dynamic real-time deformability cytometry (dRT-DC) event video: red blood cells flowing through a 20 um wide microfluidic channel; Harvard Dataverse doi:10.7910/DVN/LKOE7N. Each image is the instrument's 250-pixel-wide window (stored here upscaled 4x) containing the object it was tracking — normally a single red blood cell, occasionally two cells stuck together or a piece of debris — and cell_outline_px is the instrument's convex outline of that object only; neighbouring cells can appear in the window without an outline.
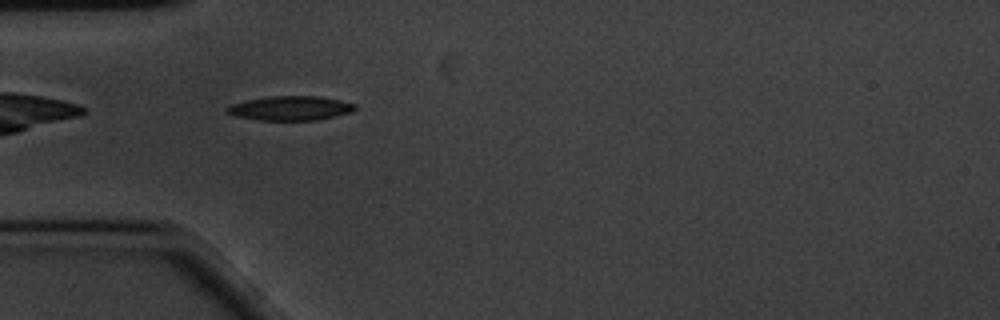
{"species": "common noctule bat (a hibernating species)", "species_latin": "Nyctalus noctula", "temperature_condition": "cold", "stored_images_in_passage": 44, "camera_frame_rate_fps": 3000, "um_per_image_px": 0.085, "animal": {"sex": "male", "body_mass_g": 20.1, "forearm_length_mm": 53.5}, "frame": {"image": 1, "passage_image": 2, "time_ms": 0.333, "image_size_px": [1000, 320], "cell_outline_px": [[356, 108], [352, 112], [316, 120], [260, 120], [232, 116], [224, 108], [232, 104], [244, 100], [268, 96], [316, 96], [340, 100], [356, 104]], "centroid_in_image_um": [24.65, 9.19], "position_along_channel_um": 60.4, "area_um2": 18.21}}
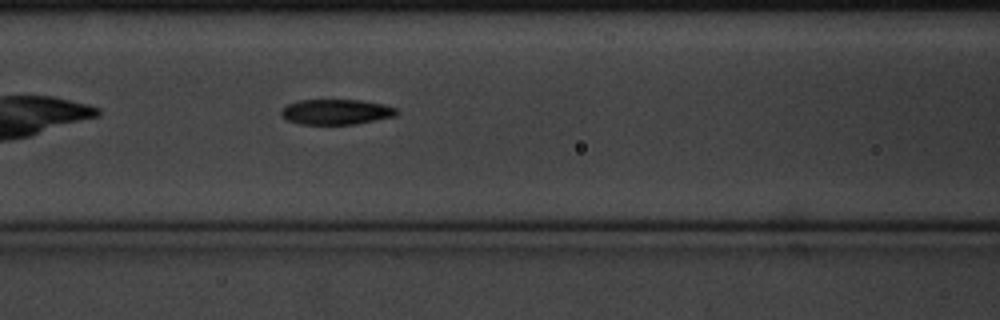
{"frame": {"image": 2, "passage_image": 9, "time_ms": 2.667, "image_size_px": [1000, 320], "cell_outline_px": [[400, 112], [396, 116], [356, 124], [300, 124], [288, 120], [280, 116], [280, 112], [288, 104], [300, 100], [360, 100], [384, 104], [396, 108]], "centroid_in_image_um": [28.6, 9.51], "position_along_channel_um": 138.0, "area_um2": 17.05}}
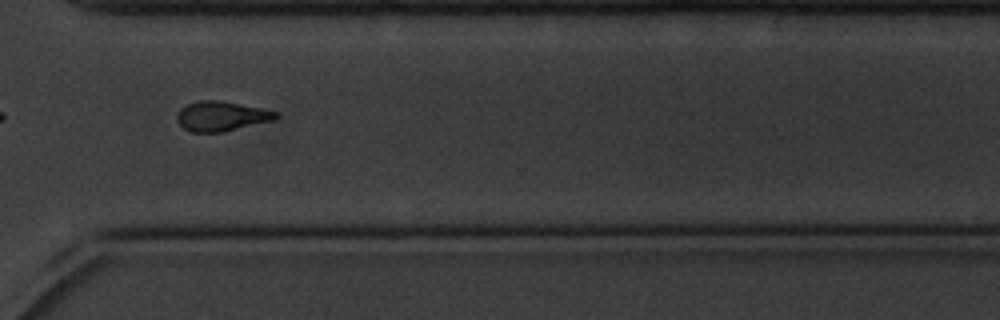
{"frame": {"image": 3, "passage_image": 28, "time_ms": 9.0, "image_size_px": [1000, 320], "cell_outline_px": [[280, 116], [272, 120], [220, 132], [192, 132], [184, 128], [176, 120], [176, 112], [180, 108], [188, 104], [200, 100], [220, 100], [260, 108], [276, 112]], "centroid_in_image_um": [18.75, 9.86], "position_along_channel_um": 351.8, "area_um2": 16.88}, "authors_computed_cell_mechanics": {"area_um2": 17.1088, "velocity_mm_per_s": 3.3782, "shape_relaxation_time_tau1_ms": 3.6974, "shape_relaxation_time_tau2_ms": 1.708, "deformation_change_tau1": 0.1468, "deformation_change_tau2": 0.0671}}